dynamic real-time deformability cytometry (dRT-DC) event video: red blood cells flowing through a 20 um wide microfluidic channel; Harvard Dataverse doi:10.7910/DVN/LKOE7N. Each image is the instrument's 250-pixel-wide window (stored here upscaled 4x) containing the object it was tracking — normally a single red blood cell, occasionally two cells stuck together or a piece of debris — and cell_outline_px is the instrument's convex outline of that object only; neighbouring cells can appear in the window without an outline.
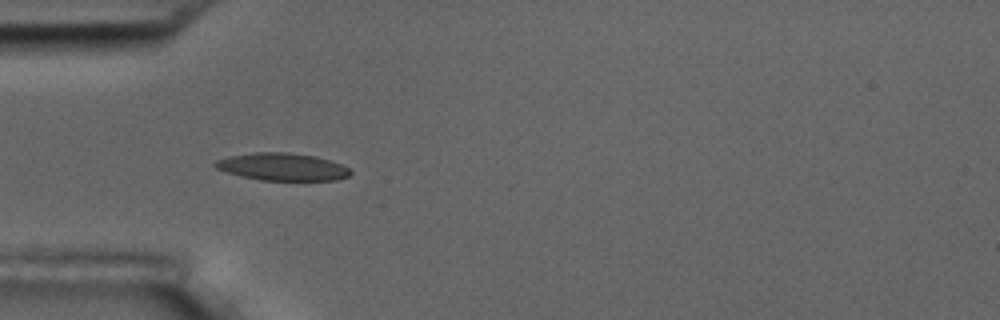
{"species": "common noctule bat (a hibernating species)", "species_latin": "Nyctalus noctula", "temperature_condition": "room temperature", "stored_images_in_passage": 39, "camera_frame_rate_fps": 3000, "um_per_image_px": 0.085, "animal": {"sex": "male", "body_mass_g": 17.5, "forearm_length_mm": 52.3}, "frame": {"image": 1, "passage_image": 1, "time_ms": 0.0, "image_size_px": [1000, 320], "cell_outline_px": [[352, 172], [348, 176], [336, 180], [260, 180], [240, 176], [216, 168], [212, 164], [216, 160], [232, 156], [256, 152], [288, 152], [316, 156], [340, 164], [348, 168]], "centroid_in_image_um": [23.99, 14.18], "position_along_channel_um": 61.0, "area_um2": 21.44}}
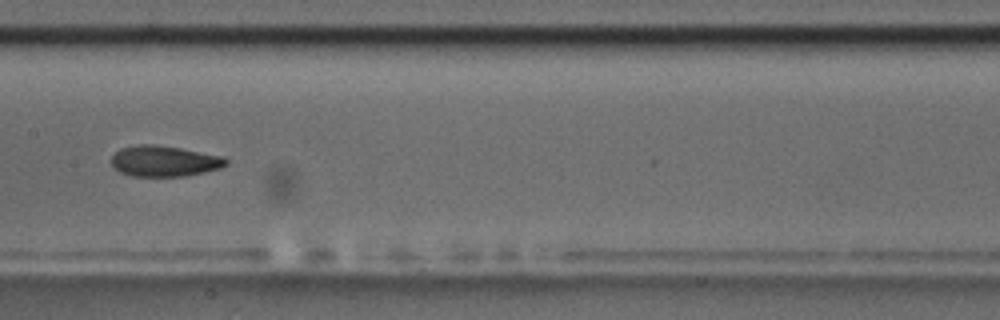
{"frame": {"image": 2, "passage_image": 12, "time_ms": 3.667, "image_size_px": [1000, 320], "cell_outline_px": [[228, 164], [220, 168], [204, 172], [184, 176], [132, 176], [120, 172], [112, 168], [112, 156], [120, 148], [140, 144], [152, 144], [180, 148], [224, 156], [228, 160]], "centroid_in_image_um": [13.96, 13.69], "position_along_channel_um": 193.4, "area_um2": 20.63}}
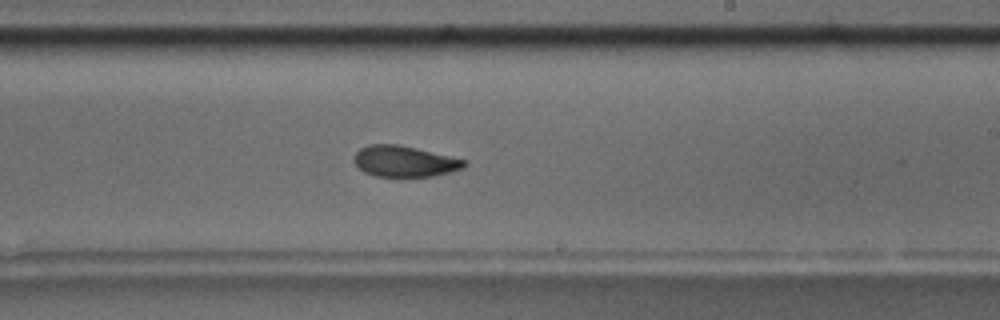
{"frame": {"image": 3, "passage_image": 17, "time_ms": 5.333, "image_size_px": [1000, 320], "cell_outline_px": [[468, 164], [464, 168], [432, 176], [376, 176], [364, 172], [352, 160], [356, 152], [360, 148], [368, 144], [400, 144], [468, 160]], "centroid_in_image_um": [34.39, 13.69], "position_along_channel_um": 254.6, "area_um2": 20.0}, "authors_computed_cell_mechanics": {"area_um2": 20.6924, "velocity_mm_per_s": 3.6832, "shape_relaxation_time_tau1_ms": 9.8412, "shape_relaxation_time_tau2_ms": 2.6957, "deformation_change_tau1": 0.2223, "deformation_change_tau2": 0.0825}}